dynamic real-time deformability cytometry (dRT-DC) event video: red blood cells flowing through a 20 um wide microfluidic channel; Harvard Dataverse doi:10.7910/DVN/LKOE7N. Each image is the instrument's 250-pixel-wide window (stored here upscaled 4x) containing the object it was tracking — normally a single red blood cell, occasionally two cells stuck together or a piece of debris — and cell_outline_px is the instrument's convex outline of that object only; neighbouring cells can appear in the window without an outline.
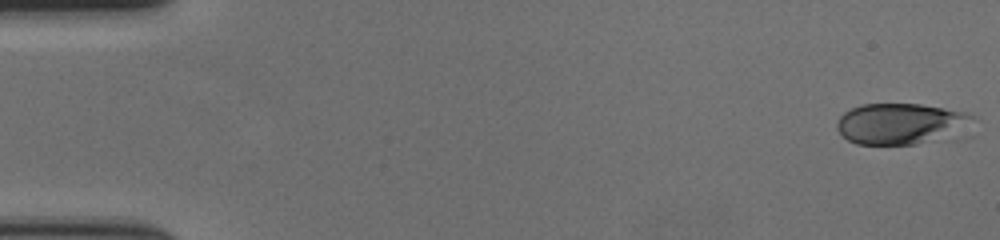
{"species": "human", "species_latin": "Homo sapiens", "temperature_condition": "cold", "stored_images_in_passage": 58, "camera_frame_rate_fps": 3000, "um_per_image_px": 0.085, "donor": {"sex": "female"}, "frame": {"image": 1, "passage_image": 1, "time_ms": 0.0, "image_size_px": [1000, 240], "cell_outline_px": [[980, 120], [916, 144], [856, 144], [848, 140], [836, 128], [836, 124], [840, 116], [844, 112], [860, 104], [920, 104], [968, 112], [976, 116]], "centroid_in_image_um": [76.47, 10.47], "position_along_channel_um": 8.5, "area_um2": 31.5}}
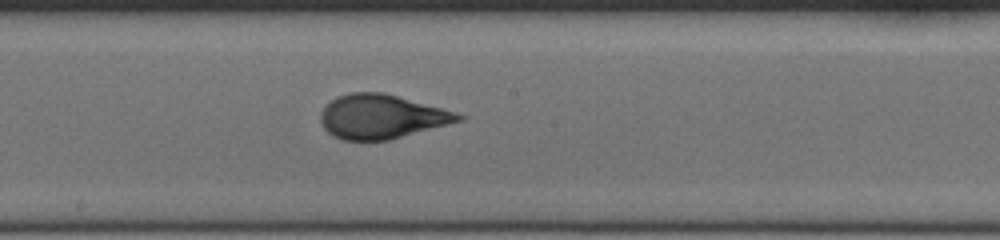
{"frame": {"image": 2, "passage_image": 32, "time_ms": 10.333, "image_size_px": [1000, 240], "cell_outline_px": [[464, 120], [388, 140], [344, 140], [332, 136], [324, 128], [320, 120], [320, 112], [336, 96], [348, 92], [384, 92], [456, 112], [464, 116]], "centroid_in_image_um": [32.41, 9.91], "position_along_channel_um": 215.8, "area_um2": 35.32}}
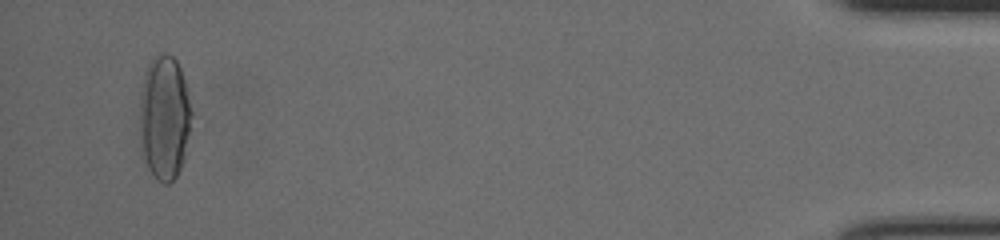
{"frame": {"image": 3, "passage_image": 56, "time_ms": 18.333, "image_size_px": [1000, 240], "cell_outline_px": [[192, 116], [184, 160], [176, 176], [168, 184], [164, 184], [156, 180], [148, 168], [144, 160], [140, 128], [140, 108], [144, 72], [152, 56], [156, 52], [164, 52], [172, 56], [176, 60], [180, 68], [184, 80], [192, 112]], "centroid_in_image_um": [13.98, 9.97], "position_along_channel_um": 421.2, "area_um2": 37.69}, "authors_computed_cell_mechanics": {"area_um2": 34.7956, "velocity_mm_per_s": 3.5611, "shape_relaxation_time_tau1_ms": 4.3279, "shape_relaxation_time_tau2_ms": null, "deformation_change_tau1": 0.1896, "deformation_change_tau2": null}}